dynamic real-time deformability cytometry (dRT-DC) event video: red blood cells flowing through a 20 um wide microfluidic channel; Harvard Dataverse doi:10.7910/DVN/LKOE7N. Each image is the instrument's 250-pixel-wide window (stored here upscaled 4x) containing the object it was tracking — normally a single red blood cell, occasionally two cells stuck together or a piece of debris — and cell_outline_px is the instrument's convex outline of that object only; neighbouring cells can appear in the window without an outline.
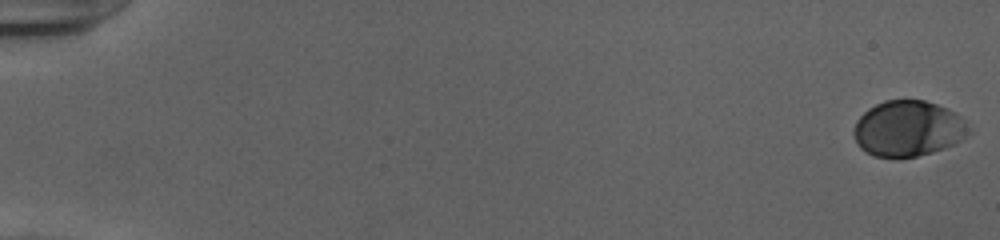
{"species": "human", "species_latin": "Homo sapiens", "temperature_condition": "cold", "stored_images_in_passage": 54, "camera_frame_rate_fps": 3000, "um_per_image_px": 0.085, "donor": {"sex": "female"}, "frame": {"image": 1, "passage_image": 1, "time_ms": 0.0, "image_size_px": [1000, 240], "cell_outline_px": [[972, 132], [960, 140], [944, 148], [932, 152], [916, 156], [872, 156], [864, 152], [860, 148], [852, 132], [856, 120], [868, 108], [884, 100], [924, 100], [948, 108], [956, 112], [972, 128]], "centroid_in_image_um": [77.19, 10.91], "position_along_channel_um": 7.8, "area_um2": 37.45}}
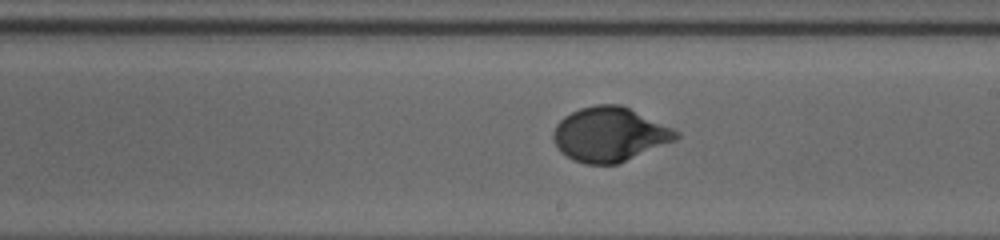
{"frame": {"image": 2, "passage_image": 33, "time_ms": 10.667, "image_size_px": [1000, 240], "cell_outline_px": [[680, 136], [676, 140], [616, 164], [584, 164], [560, 152], [552, 136], [552, 132], [556, 124], [564, 116], [580, 108], [596, 104], [620, 104], [672, 128], [680, 132]], "centroid_in_image_um": [51.8, 11.41], "position_along_channel_um": 237.2, "area_um2": 38.55}}
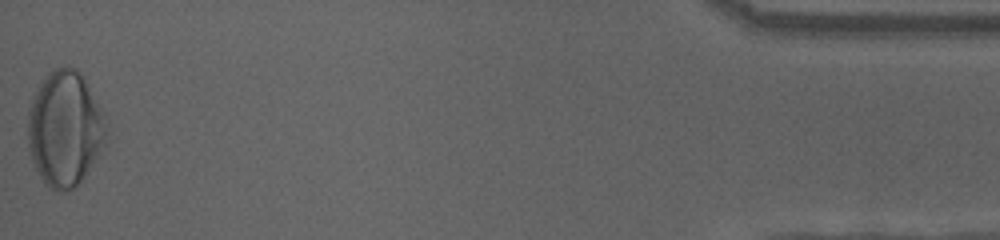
{"frame": {"image": 3, "passage_image": 54, "time_ms": 17.667, "image_size_px": [1000, 240], "cell_outline_px": [[104, 144], [88, 172], [72, 188], [64, 192], [56, 192], [48, 188], [44, 184], [36, 172], [28, 152], [28, 108], [32, 96], [36, 88], [48, 72], [56, 68], [68, 64], [76, 68], [84, 76], [104, 112]], "centroid_in_image_um": [5.47, 10.92], "position_along_channel_um": 429.7, "area_um2": 53.29}, "authors_computed_cell_mechanics": {"area_um2": 37.6567, "velocity_mm_per_s": 3.9172, "shape_relaxation_time_tau1_ms": 3.9025, "shape_relaxation_time_tau2_ms": null, "deformation_change_tau1": 0.1866, "deformation_change_tau2": null}}